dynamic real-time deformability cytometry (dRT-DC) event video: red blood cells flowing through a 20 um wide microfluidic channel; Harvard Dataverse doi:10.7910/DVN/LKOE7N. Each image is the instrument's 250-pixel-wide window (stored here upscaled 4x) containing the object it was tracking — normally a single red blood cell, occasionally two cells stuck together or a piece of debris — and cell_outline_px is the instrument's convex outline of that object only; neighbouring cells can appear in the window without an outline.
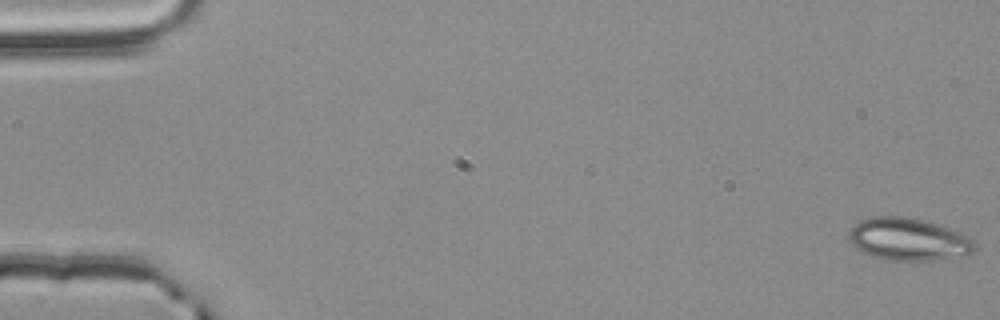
{"species": "common noctule bat (a hibernating species)", "species_latin": "Nyctalus noctula", "temperature_condition": "room temperature", "stored_images_in_passage": 56, "camera_frame_rate_fps": 3000, "um_per_image_px": 0.085, "animal": {"sex": "male", "body_mass_g": 20.4}, "frame": {"image": 1, "passage_image": 1, "time_ms": 0.0, "image_size_px": [1000, 320], "cell_outline_px": [[976, 248], [972, 252], [932, 260], [884, 260], [872, 256], [856, 248], [852, 244], [848, 236], [852, 224], [860, 220], [872, 216], [904, 216], [936, 224], [960, 232], [968, 236], [976, 244]], "centroid_in_image_um": [77.15, 20.32], "position_along_channel_um": 7.9, "area_um2": 30.81}}
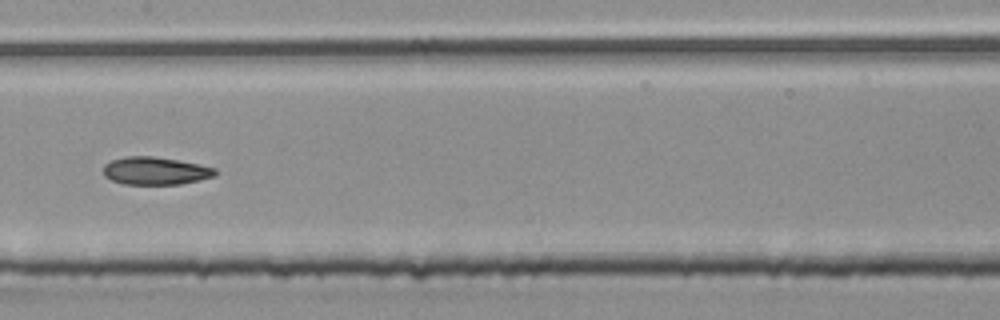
{"frame": {"image": 2, "passage_image": 29, "time_ms": 9.333, "image_size_px": [1000, 320], "cell_outline_px": [[216, 176], [200, 180], [180, 184], [124, 184], [112, 180], [104, 176], [104, 164], [112, 160], [128, 156], [152, 156], [200, 164], [216, 168]], "centroid_in_image_um": [13.23, 14.52], "position_along_channel_um": 194.2, "area_um2": 18.03}}
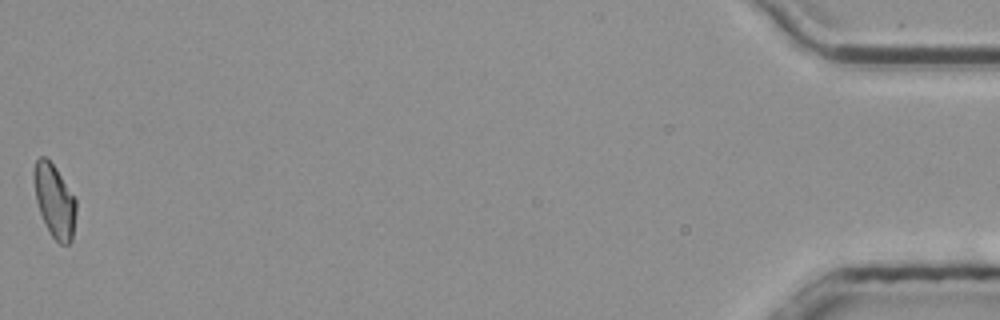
{"frame": {"image": 3, "passage_image": 56, "time_ms": 18.333, "image_size_px": [1000, 320], "cell_outline_px": [[76, 212], [72, 240], [68, 244], [60, 244], [52, 236], [40, 212], [36, 200], [32, 180], [32, 172], [36, 160], [40, 156], [44, 156], [56, 168], [76, 200]], "centroid_in_image_um": [4.61, 17.05], "position_along_channel_um": 430.6, "area_um2": 17.86}, "authors_computed_cell_mechanics": {"area_um2": 18.4382, "velocity_mm_per_s": 3.7847, "shape_relaxation_time_tau1_ms": 5.8977, "shape_relaxation_time_tau2_ms": 3.6017, "deformation_change_tau1": 0.1293, "deformation_change_tau2": 0.0898}}